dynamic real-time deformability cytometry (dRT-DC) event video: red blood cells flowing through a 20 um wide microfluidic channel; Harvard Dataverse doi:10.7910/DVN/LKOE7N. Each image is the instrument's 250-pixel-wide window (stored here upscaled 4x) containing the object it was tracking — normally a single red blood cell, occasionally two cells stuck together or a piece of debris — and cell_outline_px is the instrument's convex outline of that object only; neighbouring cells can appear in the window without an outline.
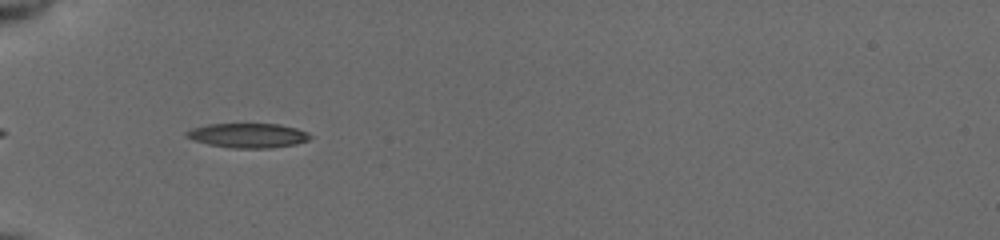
{"species": "common noctule bat (a hibernating species)", "species_latin": "Nyctalus noctula", "temperature_condition": "cold", "stored_images_in_passage": 35, "camera_frame_rate_fps": 3000, "um_per_image_px": 0.085, "animal": {"sex": "female", "body_mass_g": 19.5, "forearm_length_mm": 54.1}, "frame": {"image": 1, "passage_image": 1, "time_ms": 0.0, "image_size_px": [1000, 240], "cell_outline_px": [[312, 136], [308, 140], [296, 144], [268, 148], [232, 148], [208, 144], [192, 140], [184, 136], [184, 132], [192, 128], [208, 124], [280, 124], [296, 128], [308, 132]], "centroid_in_image_um": [21.05, 11.51], "position_along_channel_um": 63.9, "area_um2": 17.74}}
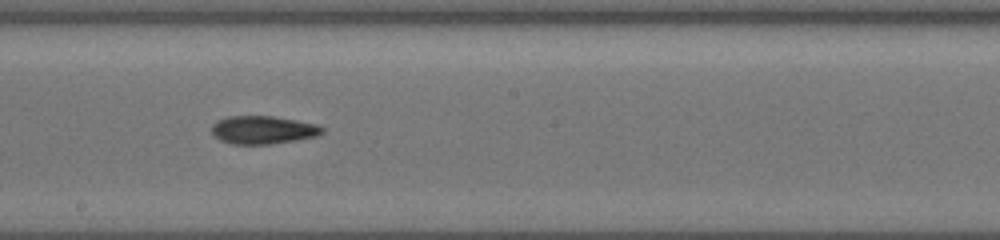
{"frame": {"image": 2, "passage_image": 14, "time_ms": 4.333, "image_size_px": [1000, 240], "cell_outline_px": [[324, 132], [316, 136], [296, 140], [268, 144], [232, 144], [220, 140], [212, 132], [212, 124], [216, 120], [228, 116], [272, 116], [320, 124], [324, 128]], "centroid_in_image_um": [22.37, 11.03], "position_along_channel_um": 225.8, "area_um2": 18.15}}
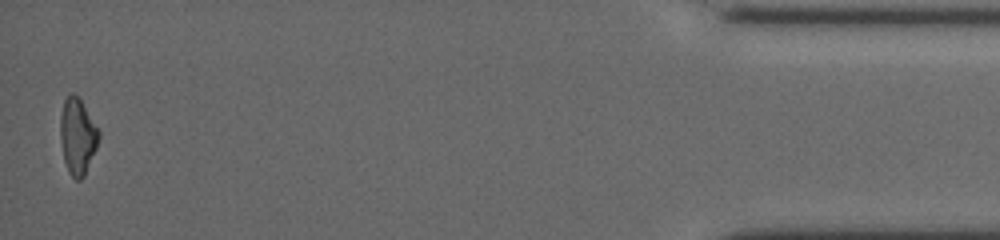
{"frame": {"image": 3, "passage_image": 35, "time_ms": 11.333, "image_size_px": [1000, 240], "cell_outline_px": [[100, 136], [96, 148], [84, 176], [80, 180], [76, 180], [68, 172], [64, 160], [60, 140], [60, 116], [64, 100], [72, 92], [80, 96], [100, 132]], "centroid_in_image_um": [6.59, 11.55], "position_along_channel_um": 428.6, "area_um2": 17.22}, "authors_computed_cell_mechanics": {"area_um2": 17.629, "velocity_mm_per_s": 3.9419, "shape_relaxation_time_tau1_ms": 3.0679, "shape_relaxation_time_tau2_ms": 5.5425, "deformation_change_tau1": 0.1133, "deformation_change_tau2": 0.1384}}